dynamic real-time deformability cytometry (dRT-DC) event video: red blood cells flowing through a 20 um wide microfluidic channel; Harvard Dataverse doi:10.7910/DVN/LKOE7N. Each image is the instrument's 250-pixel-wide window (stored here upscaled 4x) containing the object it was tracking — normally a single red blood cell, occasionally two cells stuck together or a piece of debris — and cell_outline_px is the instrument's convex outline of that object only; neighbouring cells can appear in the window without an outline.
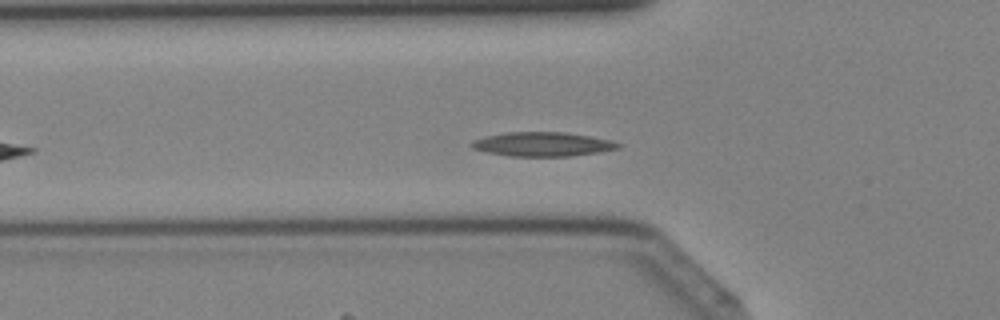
{"species": "Egyptian fruit bat (a non-hibernating species)", "species_latin": "Rousettus aegyptiacus", "temperature_condition": "cold", "stored_images_in_passage": 28, "camera_frame_rate_fps": 3000, "um_per_image_px": 0.085, "animal": {"sex": "female"}, "frame": {"image": 1, "passage_image": 6, "time_ms": 1.667, "image_size_px": [1000, 320], "cell_outline_px": [[624, 144], [620, 148], [600, 152], [568, 156], [508, 156], [488, 152], [472, 148], [468, 144], [472, 140], [484, 136], [504, 132], [564, 132], [592, 136], [612, 140]], "centroid_in_image_um": [46.13, 12.25], "position_along_channel_um": 79.7, "area_um2": 20.92}}
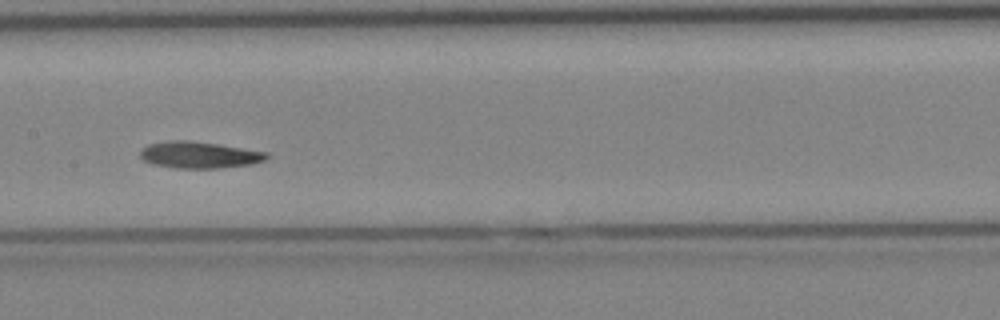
{"frame": {"image": 2, "passage_image": 13, "time_ms": 4.0, "image_size_px": [1000, 320], "cell_outline_px": [[268, 156], [264, 160], [252, 164], [220, 168], [176, 168], [152, 164], [144, 160], [140, 156], [140, 152], [148, 144], [168, 140], [188, 140], [216, 144], [268, 152]], "centroid_in_image_um": [16.92, 13.17], "position_along_channel_um": 190.5, "area_um2": 19.48}}
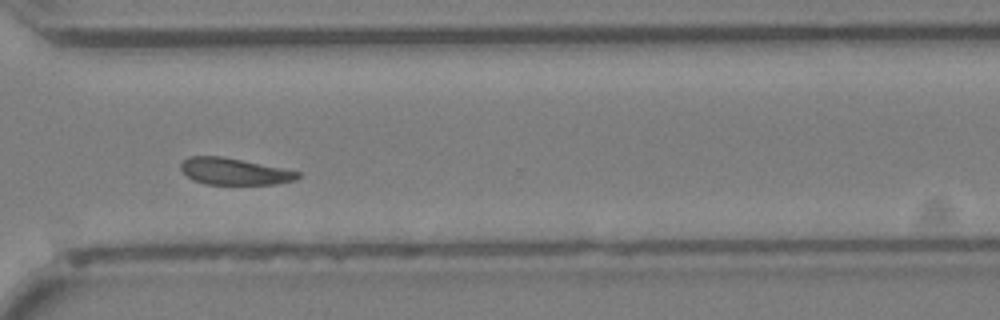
{"frame": {"image": 3, "passage_image": 23, "time_ms": 7.333, "image_size_px": [1000, 320], "cell_outline_px": [[300, 176], [296, 180], [272, 184], [204, 184], [192, 180], [180, 168], [180, 164], [188, 156], [220, 156], [300, 172]], "centroid_in_image_um": [19.87, 14.58], "position_along_channel_um": 350.7, "area_um2": 17.86}}